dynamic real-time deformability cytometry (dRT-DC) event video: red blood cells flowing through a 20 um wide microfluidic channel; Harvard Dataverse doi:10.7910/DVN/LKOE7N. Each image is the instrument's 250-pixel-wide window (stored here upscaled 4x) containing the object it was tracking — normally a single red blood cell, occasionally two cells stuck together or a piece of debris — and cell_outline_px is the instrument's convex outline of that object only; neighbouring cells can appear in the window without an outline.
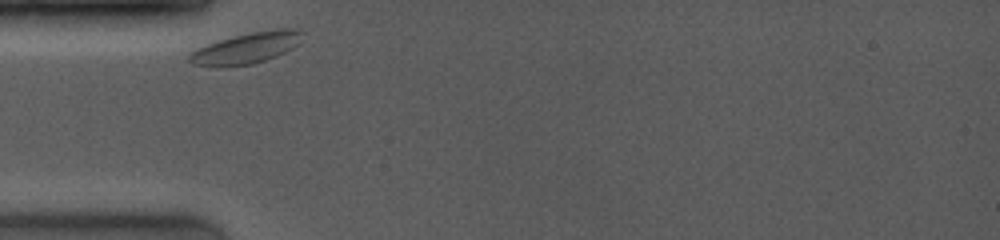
{"species": "common noctule bat (a hibernating species)", "species_latin": "Nyctalus noctula", "temperature_condition": "room temperature", "stored_images_in_passage": 3, "camera_frame_rate_fps": 4000, "um_per_image_px": 0.085, "animal": {"sex": "female", "body_mass_g": 19.0, "forearm_length_mm": 53.3}, "frame": {"image": 1, "passage_image": 1, "time_ms": 0.0, "image_size_px": [1000, 240], "cell_outline_px": [[304, 32], [296, 44], [292, 48], [276, 56], [252, 64], [220, 68], [216, 68], [192, 64], [188, 60], [188, 52], [196, 48], [232, 36], [252, 32], [276, 28], [292, 28]], "centroid_in_image_um": [20.86, 4.1], "position_along_channel_um": 64.1, "area_um2": 20.63}}
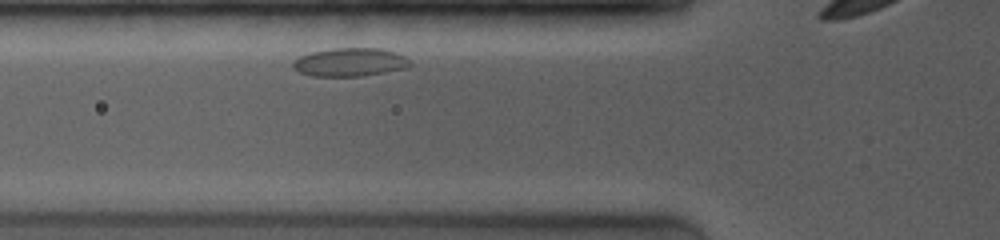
{"frame": {"image": 2, "passage_image": 2, "time_ms": 1.0, "image_size_px": [1000, 240], "cell_outline_px": [[412, 64], [408, 68], [360, 76], [312, 76], [300, 72], [292, 68], [292, 64], [300, 56], [312, 52], [332, 48], [384, 48], [396, 52], [404, 56]], "centroid_in_image_um": [29.77, 5.28], "position_along_channel_um": 96.0, "area_um2": 19.36}}